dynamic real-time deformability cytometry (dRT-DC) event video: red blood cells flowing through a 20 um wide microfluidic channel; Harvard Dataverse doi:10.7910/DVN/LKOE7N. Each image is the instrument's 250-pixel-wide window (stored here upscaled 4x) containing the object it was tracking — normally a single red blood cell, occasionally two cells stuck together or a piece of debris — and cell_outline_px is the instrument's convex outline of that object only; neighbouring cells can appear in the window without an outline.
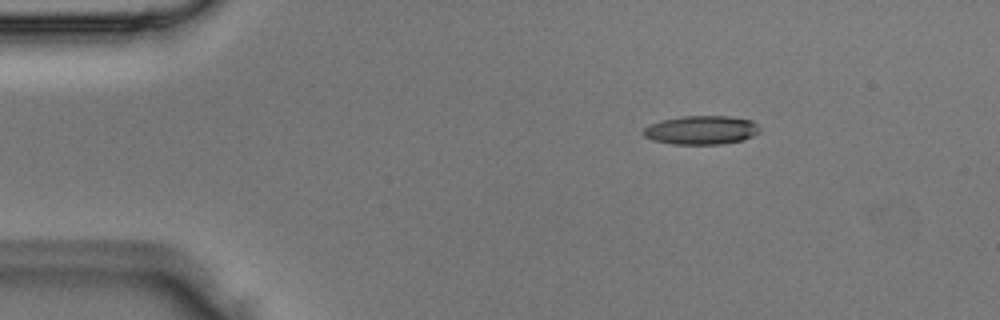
{"species": "Egyptian fruit bat (a non-hibernating species)", "species_latin": "Rousettus aegyptiacus", "temperature_condition": "room temperature", "stored_images_in_passage": 3, "camera_frame_rate_fps": 3000, "um_per_image_px": 0.085, "animal": {"sex": "male"}, "frame": {"image": 1, "passage_image": 1, "time_ms": 0.0, "image_size_px": [1000, 320], "cell_outline_px": [[760, 132], [744, 140], [720, 144], [672, 144], [652, 140], [644, 136], [640, 132], [648, 124], [660, 120], [680, 116], [728, 116], [752, 120], [760, 128]], "centroid_in_image_um": [59.57, 11.05], "position_along_channel_um": 25.4, "area_um2": 19.77}}